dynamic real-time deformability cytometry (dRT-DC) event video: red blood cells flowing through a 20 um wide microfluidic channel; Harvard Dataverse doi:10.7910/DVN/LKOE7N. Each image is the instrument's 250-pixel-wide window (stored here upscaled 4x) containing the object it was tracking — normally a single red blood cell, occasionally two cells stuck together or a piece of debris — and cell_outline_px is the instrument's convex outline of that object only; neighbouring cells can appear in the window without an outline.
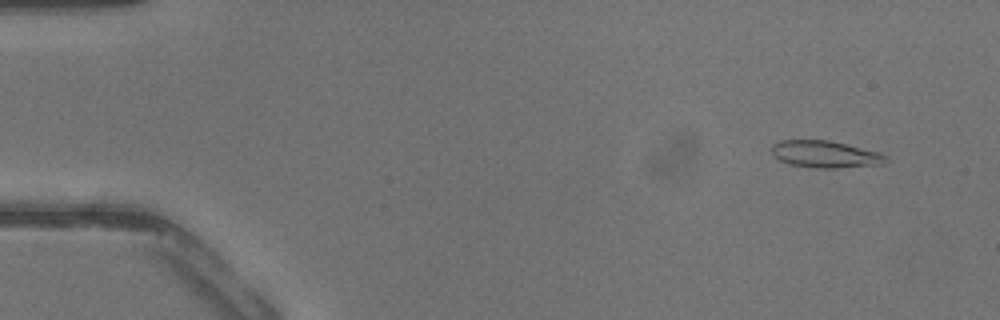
{"species": "common noctule bat (a hibernating species)", "species_latin": "Nyctalus noctula", "temperature_condition": "warm", "stored_images_in_passage": 42, "camera_frame_rate_fps": 3000, "um_per_image_px": 0.085, "animal": {"sex": "male", "body_mass_g": 13.3}, "frame": {"image": 1, "passage_image": 4, "time_ms": 1.0, "image_size_px": [1000, 320], "cell_outline_px": [[888, 160], [880, 164], [836, 168], [812, 168], [788, 164], [772, 156], [772, 144], [780, 140], [828, 140], [880, 152], [888, 156]], "centroid_in_image_um": [70.11, 13.11], "position_along_channel_um": 14.9, "area_um2": 18.03}}
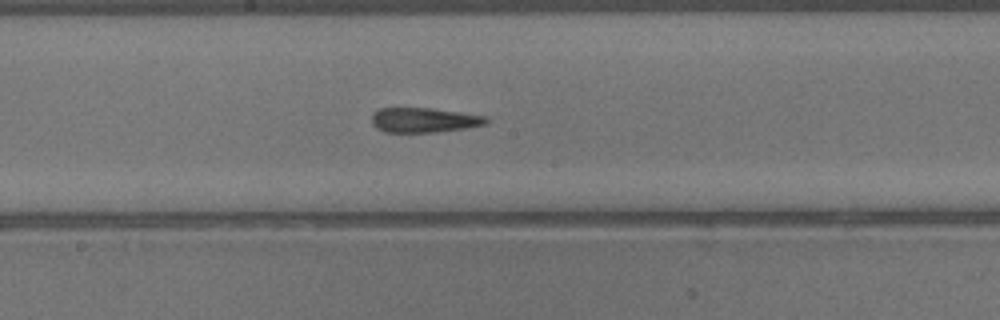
{"frame": {"image": 2, "passage_image": 23, "time_ms": 7.333, "image_size_px": [1000, 320], "cell_outline_px": [[488, 120], [484, 124], [464, 128], [436, 132], [384, 132], [376, 128], [372, 124], [372, 112], [380, 108], [428, 108], [460, 112], [488, 116]], "centroid_in_image_um": [36.0, 10.2], "position_along_channel_um": 212.2, "area_um2": 16.47}}
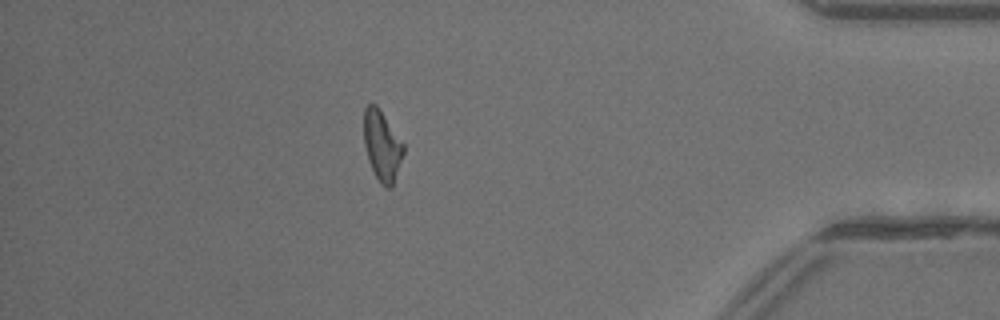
{"frame": {"image": 3, "passage_image": 37, "time_ms": 12.0, "image_size_px": [1000, 320], "cell_outline_px": [[404, 152], [392, 188], [388, 188], [380, 184], [368, 160], [364, 144], [364, 108], [368, 104], [376, 104], [404, 144]], "centroid_in_image_um": [32.47, 12.39], "position_along_channel_um": 402.7, "area_um2": 16.07}}